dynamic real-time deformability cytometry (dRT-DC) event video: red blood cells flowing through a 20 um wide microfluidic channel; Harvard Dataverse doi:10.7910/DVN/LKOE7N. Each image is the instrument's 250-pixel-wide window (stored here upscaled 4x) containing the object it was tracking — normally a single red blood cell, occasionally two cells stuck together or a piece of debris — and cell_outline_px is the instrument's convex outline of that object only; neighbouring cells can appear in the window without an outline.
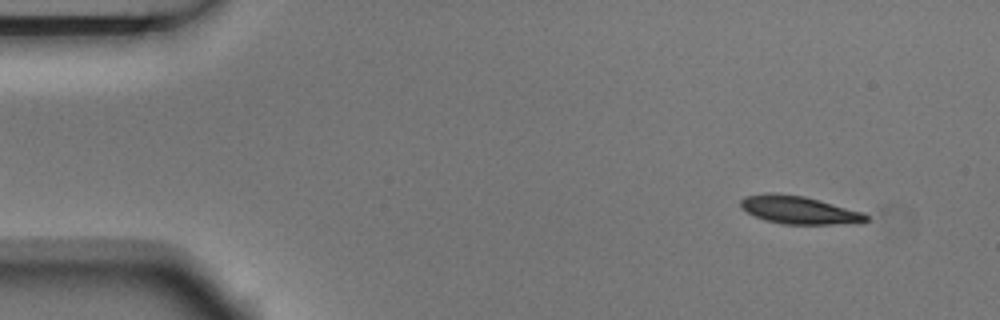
{"species": "Egyptian fruit bat (a non-hibernating species)", "species_latin": "Rousettus aegyptiacus", "temperature_condition": "room temperature", "stored_images_in_passage": 4, "camera_frame_rate_fps": 3000, "um_per_image_px": 0.085, "animal": {"sex": "male"}, "frame": {"image": 1, "passage_image": 1, "time_ms": 0.0, "image_size_px": [1000, 320], "cell_outline_px": [[868, 220], [864, 224], [784, 224], [764, 220], [748, 212], [740, 204], [740, 200], [744, 196], [768, 192], [776, 192], [804, 196], [864, 212], [868, 216]], "centroid_in_image_um": [67.97, 17.85], "position_along_channel_um": 17.0, "area_um2": 20.63}}
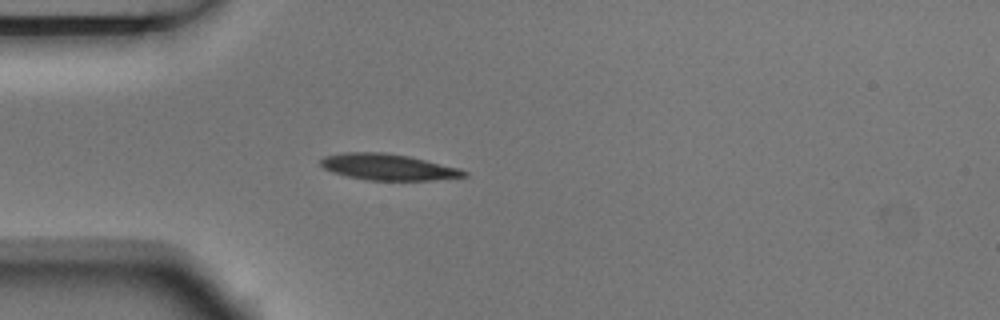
{"frame": {"image": 2, "passage_image": 4, "time_ms": 1.0, "image_size_px": [1000, 320], "cell_outline_px": [[468, 176], [436, 180], [368, 180], [348, 176], [332, 172], [324, 168], [320, 164], [320, 160], [324, 156], [340, 152], [384, 152], [408, 156], [460, 168], [468, 172]], "centroid_in_image_um": [32.99, 14.19], "position_along_channel_um": 52.0, "area_um2": 21.96}}